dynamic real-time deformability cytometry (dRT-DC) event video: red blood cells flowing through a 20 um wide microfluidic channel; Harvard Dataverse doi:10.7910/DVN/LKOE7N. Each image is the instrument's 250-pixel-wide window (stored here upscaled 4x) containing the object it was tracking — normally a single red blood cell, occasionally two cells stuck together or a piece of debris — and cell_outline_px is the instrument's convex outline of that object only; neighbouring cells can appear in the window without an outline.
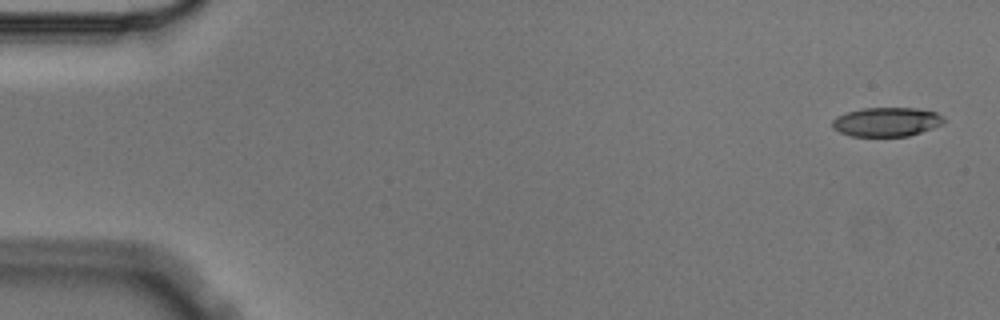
{"species": "Egyptian fruit bat (a non-hibernating species)", "species_latin": "Rousettus aegyptiacus", "temperature_condition": "cold", "stored_images_in_passage": 5, "segment_of_instrument_passage": [1, 2], "camera_frame_rate_fps": 3000, "um_per_image_px": 0.085, "animal": {"sex": "male"}, "frame": {"image": 1, "passage_image": 1, "time_ms": 0.0, "image_size_px": [1000, 320], "cell_outline_px": [[948, 120], [944, 124], [908, 136], [852, 136], [840, 132], [832, 128], [832, 120], [836, 116], [848, 112], [864, 108], [916, 108], [936, 112], [944, 116]], "centroid_in_image_um": [75.4, 10.36], "position_along_channel_um": 9.6, "area_um2": 19.02}}